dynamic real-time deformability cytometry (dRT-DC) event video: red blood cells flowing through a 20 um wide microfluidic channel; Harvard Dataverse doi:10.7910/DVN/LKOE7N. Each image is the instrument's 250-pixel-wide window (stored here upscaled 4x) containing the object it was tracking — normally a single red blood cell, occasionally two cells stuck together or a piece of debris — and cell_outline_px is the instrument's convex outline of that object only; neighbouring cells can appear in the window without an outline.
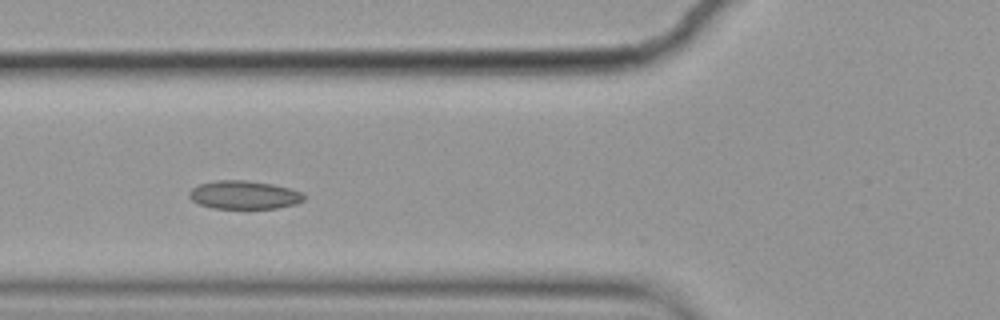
{"species": "common noctule bat (a hibernating species)", "species_latin": "Nyctalus noctula", "temperature_condition": "cold", "stored_images_in_passage": 6, "camera_frame_rate_fps": 3000, "um_per_image_px": 0.085, "animal": {"sex": "female", "body_mass_g": 19.9}, "frame": {"image": 1, "passage_image": 5, "time_ms": 1.333, "image_size_px": [1000, 320], "cell_outline_px": [[304, 200], [296, 204], [276, 208], [212, 208], [200, 204], [192, 200], [188, 196], [188, 192], [192, 188], [200, 184], [216, 180], [248, 180], [272, 184], [304, 192]], "centroid_in_image_um": [20.75, 16.56], "position_along_channel_um": 105.1, "area_um2": 18.96}}
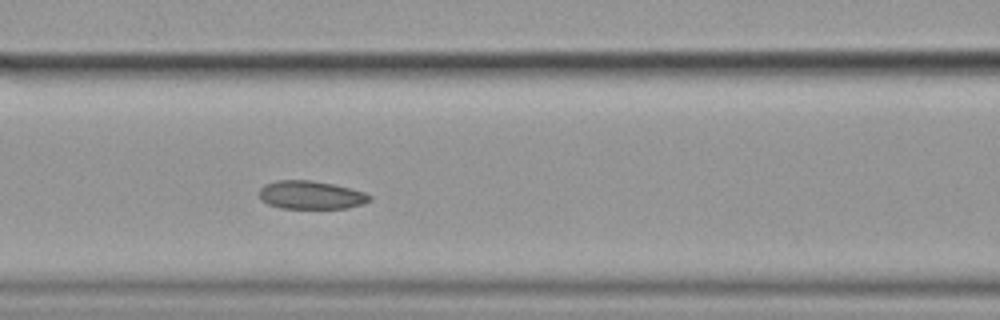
{"frame": {"image": 2, "passage_image": 6, "time_ms": 1.667, "image_size_px": [1000, 320], "cell_outline_px": [[372, 200], [364, 204], [348, 208], [280, 208], [268, 204], [260, 200], [260, 188], [264, 184], [276, 180], [312, 180], [332, 184], [364, 192], [372, 196]], "centroid_in_image_um": [26.42, 16.58], "position_along_channel_um": 140.2, "area_um2": 18.26}}